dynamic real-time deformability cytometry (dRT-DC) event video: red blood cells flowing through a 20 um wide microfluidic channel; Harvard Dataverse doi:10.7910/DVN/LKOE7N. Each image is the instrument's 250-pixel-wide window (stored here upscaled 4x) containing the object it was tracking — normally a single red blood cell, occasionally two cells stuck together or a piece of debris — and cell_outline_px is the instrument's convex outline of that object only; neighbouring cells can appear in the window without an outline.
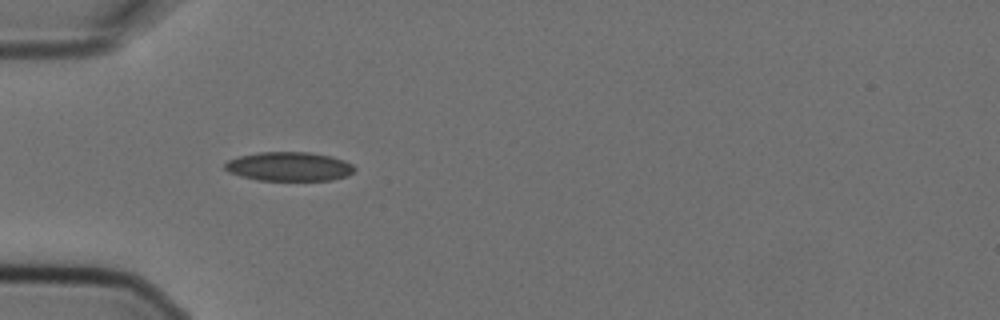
{"species": "Egyptian fruit bat (a non-hibernating species)", "species_latin": "Rousettus aegyptiacus", "temperature_condition": "cold", "stored_images_in_passage": 4, "camera_frame_rate_fps": 3000, "um_per_image_px": 0.085, "animal": {"sex": "female"}, "frame": {"image": 1, "passage_image": 3, "time_ms": 0.667, "image_size_px": [1000, 320], "cell_outline_px": [[356, 168], [348, 176], [332, 180], [256, 180], [240, 176], [228, 172], [224, 168], [224, 164], [228, 160], [240, 156], [260, 152], [308, 152], [332, 156], [344, 160], [352, 164]], "centroid_in_image_um": [24.58, 14.15], "position_along_channel_um": 60.4, "area_um2": 22.02}}
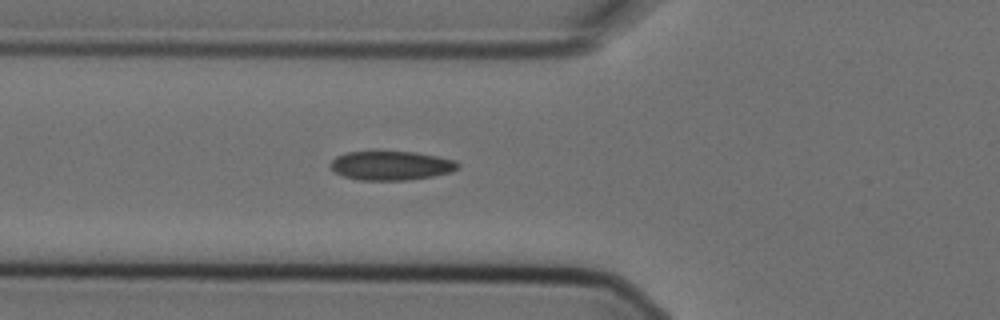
{"frame": {"image": 2, "passage_image": 4, "time_ms": 1.0, "image_size_px": [1000, 320], "cell_outline_px": [[460, 168], [452, 172], [432, 176], [408, 180], [360, 180], [344, 176], [336, 172], [328, 164], [336, 156], [348, 152], [416, 152], [456, 160], [460, 164]], "centroid_in_image_um": [33.28, 14.08], "position_along_channel_um": 92.5, "area_um2": 21.56}}